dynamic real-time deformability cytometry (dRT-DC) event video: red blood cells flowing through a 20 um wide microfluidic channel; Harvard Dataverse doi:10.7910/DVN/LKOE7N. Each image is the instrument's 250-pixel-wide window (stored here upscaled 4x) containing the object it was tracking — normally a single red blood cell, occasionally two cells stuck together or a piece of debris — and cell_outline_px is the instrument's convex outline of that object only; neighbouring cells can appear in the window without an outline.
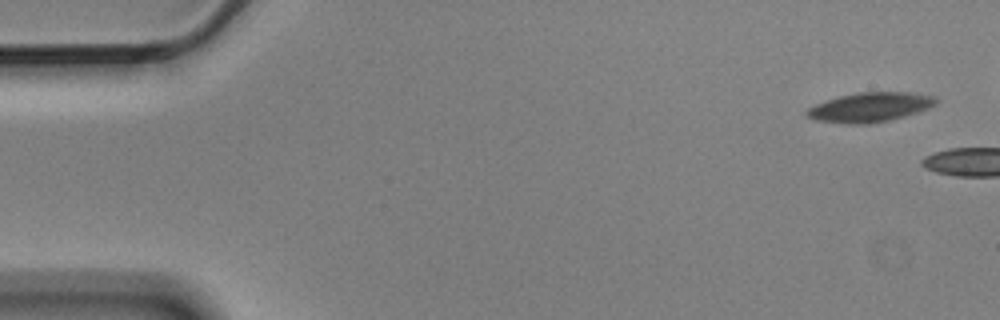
{"species": "Egyptian fruit bat (a non-hibernating species)", "species_latin": "Rousettus aegyptiacus", "temperature_condition": "cold", "stored_images_in_passage": 2, "camera_frame_rate_fps": 3000, "um_per_image_px": 0.085, "animal": {"sex": "male"}, "frame": {"image": 1, "passage_image": 1, "time_ms": 0.0, "image_size_px": [1000, 320], "cell_outline_px": [[940, 100], [936, 104], [928, 108], [904, 116], [888, 120], [864, 124], [848, 124], [812, 120], [804, 116], [804, 112], [808, 108], [816, 104], [840, 96], [860, 92], [908, 92], [936, 96]], "centroid_in_image_um": [73.92, 9.11], "position_along_channel_um": 11.1, "area_um2": 22.2}}